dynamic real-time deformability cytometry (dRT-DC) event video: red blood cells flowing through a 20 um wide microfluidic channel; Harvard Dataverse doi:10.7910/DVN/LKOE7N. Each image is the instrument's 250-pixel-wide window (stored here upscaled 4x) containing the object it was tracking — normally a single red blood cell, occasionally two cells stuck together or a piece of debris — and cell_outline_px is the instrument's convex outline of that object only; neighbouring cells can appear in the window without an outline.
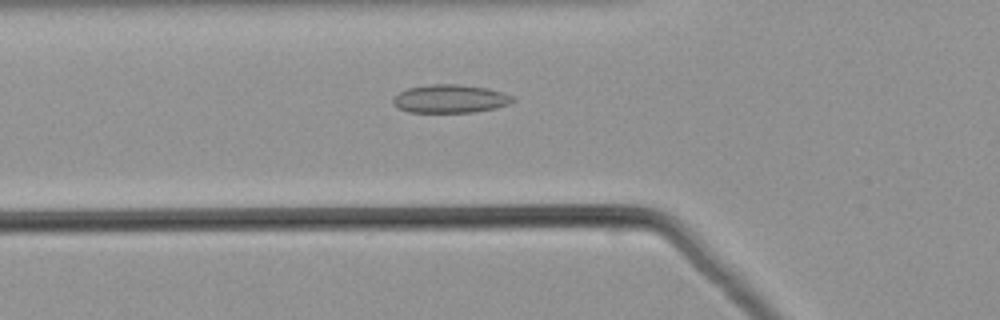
{"species": "common noctule bat (a hibernating species)", "species_latin": "Nyctalus noctula", "temperature_condition": "warm", "stored_images_in_passage": 44, "camera_frame_rate_fps": 3000, "um_per_image_px": 0.085, "animal": {"sex": "male", "body_mass_g": 21.5, "forearm_length_mm": 52.0}, "frame": {"image": 1, "passage_image": 11, "time_ms": 3.333, "image_size_px": [1000, 320], "cell_outline_px": [[516, 100], [508, 104], [492, 108], [472, 112], [408, 112], [392, 104], [392, 100], [400, 92], [408, 88], [432, 84], [456, 84], [488, 88], [504, 92], [512, 96]], "centroid_in_image_um": [38.27, 8.39], "position_along_channel_um": 87.5, "area_um2": 19.54}}
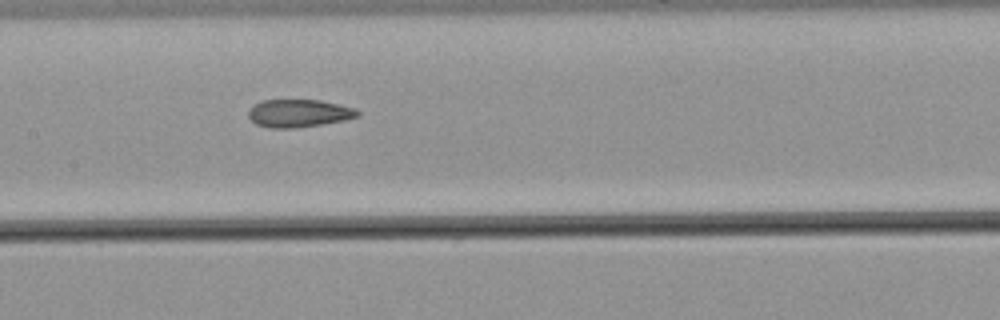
{"frame": {"image": 2, "passage_image": 18, "time_ms": 5.667, "image_size_px": [1000, 320], "cell_outline_px": [[360, 116], [344, 120], [296, 128], [268, 128], [256, 124], [248, 116], [248, 112], [252, 104], [264, 100], [320, 100], [356, 108], [360, 112]], "centroid_in_image_um": [25.39, 9.62], "position_along_channel_um": 182.0, "area_um2": 17.74}}
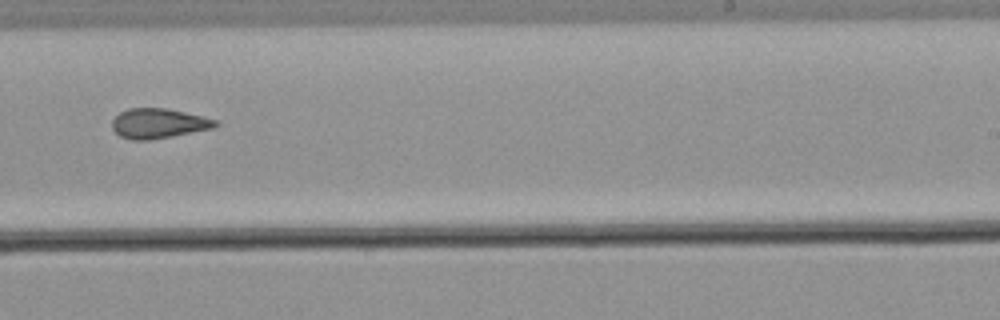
{"frame": {"image": 3, "passage_image": 25, "time_ms": 8.0, "image_size_px": [1000, 320], "cell_outline_px": [[220, 124], [216, 128], [172, 136], [148, 140], [132, 140], [120, 136], [112, 128], [112, 120], [120, 112], [128, 108], [164, 108], [184, 112], [216, 120]], "centroid_in_image_um": [13.47, 10.49], "position_along_channel_um": 275.5, "area_um2": 17.92}}